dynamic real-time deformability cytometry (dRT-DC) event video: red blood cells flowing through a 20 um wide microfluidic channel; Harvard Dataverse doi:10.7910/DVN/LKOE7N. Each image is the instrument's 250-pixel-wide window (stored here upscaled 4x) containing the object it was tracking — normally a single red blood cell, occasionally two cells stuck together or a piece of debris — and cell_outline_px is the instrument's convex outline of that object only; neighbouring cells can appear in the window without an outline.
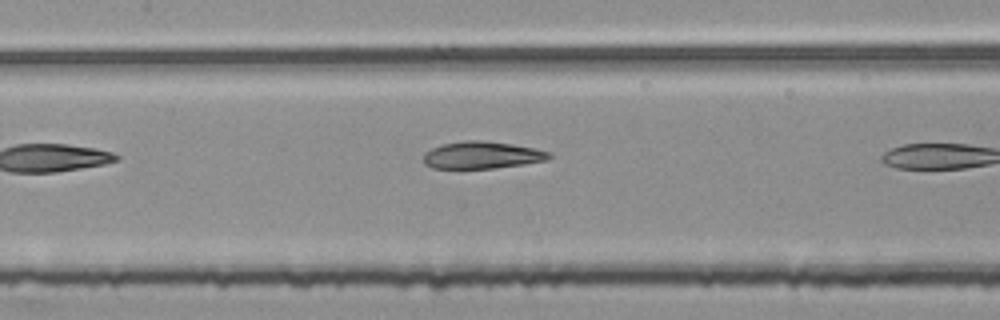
{"species": "common noctule bat (a hibernating species)", "species_latin": "Nyctalus noctula", "temperature_condition": "room temperature", "stored_images_in_passage": 6, "segment_of_instrument_passage": [1, 2], "camera_frame_rate_fps": 3000, "um_per_image_px": 0.085, "animal": {"sex": "female", "body_mass_g": 25.1}, "frame": {"image": 1, "passage_image": 4, "time_ms": 1.0, "image_size_px": [1000, 320], "cell_outline_px": [[552, 156], [548, 160], [524, 164], [492, 168], [432, 168], [424, 164], [424, 156], [432, 148], [444, 144], [464, 140], [484, 140], [512, 144], [552, 152]], "centroid_in_image_um": [41.01, 13.18], "position_along_channel_um": 166.4, "area_um2": 19.77}}